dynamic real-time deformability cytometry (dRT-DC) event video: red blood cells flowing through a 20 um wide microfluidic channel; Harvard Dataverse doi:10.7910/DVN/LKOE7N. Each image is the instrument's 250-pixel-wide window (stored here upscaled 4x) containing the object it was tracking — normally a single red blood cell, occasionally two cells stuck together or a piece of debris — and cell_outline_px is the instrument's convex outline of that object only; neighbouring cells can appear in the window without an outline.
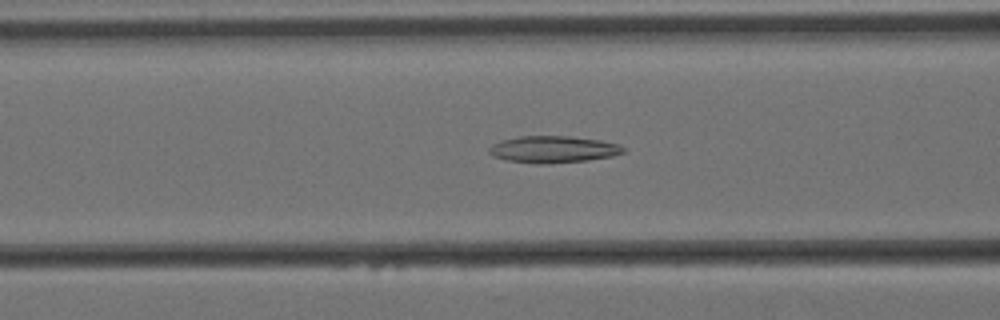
{"species": "Egyptian fruit bat (a non-hibernating species)", "species_latin": "Rousettus aegyptiacus", "temperature_condition": "cold", "stored_images_in_passage": 59, "camera_frame_rate_fps": 3000, "um_per_image_px": 0.085, "animal": {"sex": "female"}, "frame": {"image": 1, "passage_image": 22, "time_ms": 7.0, "image_size_px": [1000, 320], "cell_outline_px": [[628, 148], [624, 152], [612, 156], [588, 160], [548, 164], [536, 164], [508, 160], [492, 156], [488, 152], [488, 148], [492, 144], [500, 140], [520, 136], [568, 136], [600, 140], [620, 144]], "centroid_in_image_um": [47.03, 12.69], "position_along_channel_um": 119.6, "area_um2": 21.21}}
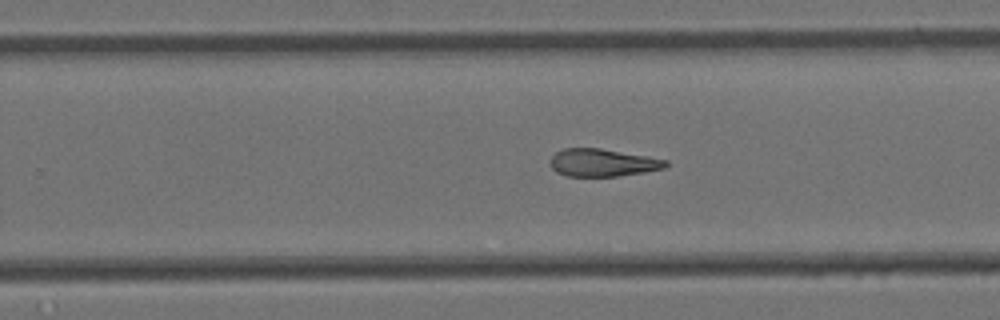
{"frame": {"image": 2, "passage_image": 36, "time_ms": 11.667, "image_size_px": [1000, 320], "cell_outline_px": [[668, 164], [664, 168], [616, 176], [568, 176], [556, 172], [552, 168], [552, 156], [556, 152], [564, 148], [600, 148], [648, 156], [668, 160]], "centroid_in_image_um": [51.22, 13.81], "position_along_channel_um": 278.6, "area_um2": 18.32}}
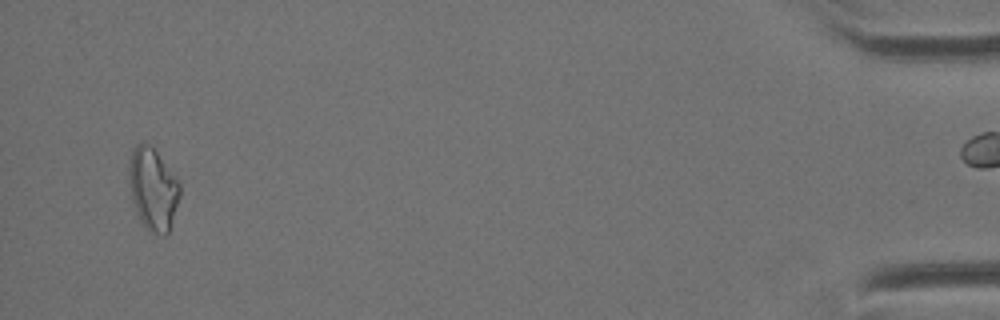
{"frame": {"image": 3, "passage_image": 56, "time_ms": 18.333, "image_size_px": [1000, 320], "cell_outline_px": [[180, 196], [168, 232], [164, 236], [152, 232], [140, 220], [136, 212], [132, 200], [128, 172], [128, 164], [132, 148], [140, 140], [144, 140], [156, 152], [180, 184]], "centroid_in_image_um": [12.97, 16.03], "position_along_channel_um": 422.2, "area_um2": 24.1}, "authors_computed_cell_mechanics": {"area_um2": 20.808, "velocity_mm_per_s": 3.4198, "shape_relaxation_time_tau1_ms": null, "shape_relaxation_time_tau2_ms": 3.4691, "deformation_change_tau1": null, "deformation_change_tau2": 0.1272}}